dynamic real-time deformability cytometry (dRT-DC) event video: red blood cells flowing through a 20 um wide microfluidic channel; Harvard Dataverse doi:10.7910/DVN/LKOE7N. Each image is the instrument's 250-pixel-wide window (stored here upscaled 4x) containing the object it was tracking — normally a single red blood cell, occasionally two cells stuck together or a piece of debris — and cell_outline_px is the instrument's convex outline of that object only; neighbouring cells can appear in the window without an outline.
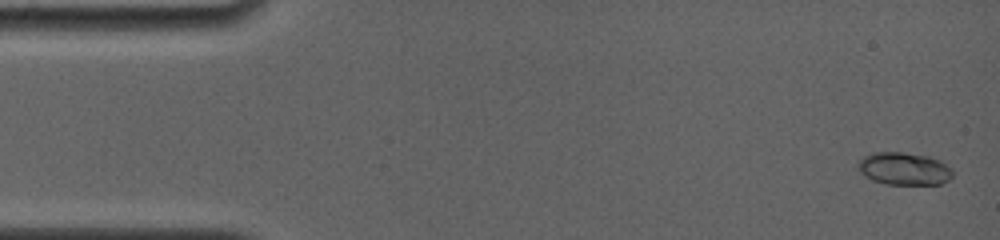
{"species": "common noctule bat (a hibernating species)", "species_latin": "Nyctalus noctula", "temperature_condition": "room temperature", "stored_images_in_passage": 62, "camera_frame_rate_fps": 4000, "um_per_image_px": 0.085, "animal": {"sex": "female", "body_mass_g": 19.0, "forearm_length_mm": 56.7}, "frame": {"image": 1, "passage_image": 2, "time_ms": 0.25, "image_size_px": [1000, 240], "cell_outline_px": [[952, 176], [948, 180], [940, 184], [888, 184], [872, 180], [860, 172], [860, 160], [864, 156], [876, 152], [900, 152], [928, 156], [940, 160], [952, 168]], "centroid_in_image_um": [76.89, 14.34], "position_along_channel_um": 8.1, "area_um2": 17.74}}
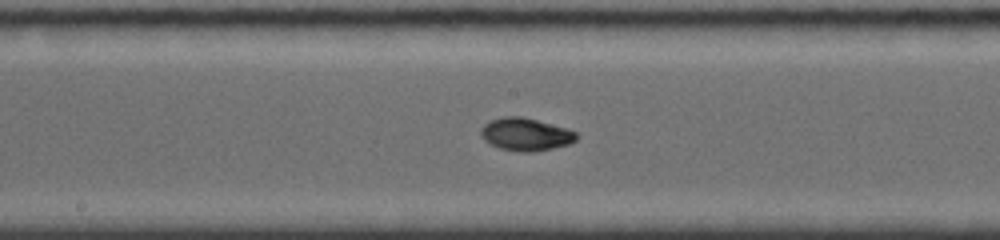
{"frame": {"image": 2, "passage_image": 36, "time_ms": 8.5, "image_size_px": [1000, 240], "cell_outline_px": [[580, 136], [576, 140], [568, 144], [552, 148], [532, 152], [520, 152], [500, 148], [484, 140], [480, 136], [480, 128], [488, 120], [504, 116], [520, 116], [568, 128], [576, 132]], "centroid_in_image_um": [44.67, 11.41], "position_along_channel_um": 203.5, "area_um2": 18.32}}
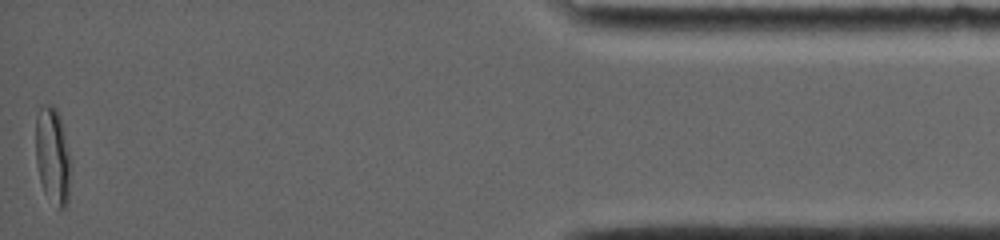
{"frame": {"image": 3, "passage_image": 62, "time_ms": 16.25, "image_size_px": [1000, 240], "cell_outline_px": [[68, 204], [64, 208], [56, 208], [44, 192], [40, 180], [36, 164], [36, 116], [40, 104], [52, 104], [56, 108], [60, 116], [64, 128], [68, 148]], "centroid_in_image_um": [4.44, 13.18], "position_along_channel_um": 430.8, "area_um2": 19.65}, "authors_computed_cell_mechanics": {"area_um2": 17.34, "velocity_mm_per_s": 3.8263, "shape_relaxation_time_tau1_ms": 10.1191, "shape_relaxation_time_tau2_ms": 1.4128, "deformation_change_tau1": 0.283, "deformation_change_tau2": 0.0337}}